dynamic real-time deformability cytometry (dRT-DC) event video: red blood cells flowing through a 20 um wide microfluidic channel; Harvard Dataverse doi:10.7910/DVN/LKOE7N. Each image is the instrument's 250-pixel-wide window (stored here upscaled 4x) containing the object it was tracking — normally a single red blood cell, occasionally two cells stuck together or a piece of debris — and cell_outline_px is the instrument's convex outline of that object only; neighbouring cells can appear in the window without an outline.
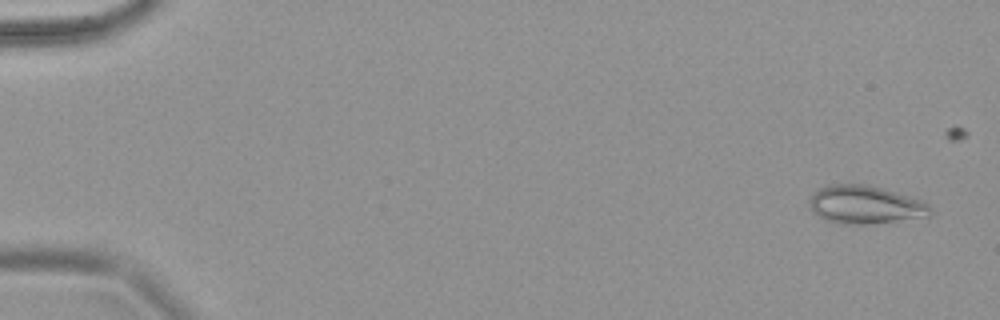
{"species": "common noctule bat (a hibernating species)", "species_latin": "Nyctalus noctula", "temperature_condition": "warm", "stored_images_in_passage": 7, "camera_frame_rate_fps": 3000, "um_per_image_px": 0.085, "animal": {"sex": "female", "body_mass_g": 18.4}, "frame": {"image": 1, "passage_image": 1, "time_ms": 0.0, "image_size_px": [1000, 320], "cell_outline_px": [[932, 216], [876, 224], [836, 224], [824, 220], [812, 212], [808, 200], [820, 188], [828, 184], [868, 184], [924, 200], [932, 208]], "centroid_in_image_um": [73.57, 17.42], "position_along_channel_um": 11.4, "area_um2": 27.46}}